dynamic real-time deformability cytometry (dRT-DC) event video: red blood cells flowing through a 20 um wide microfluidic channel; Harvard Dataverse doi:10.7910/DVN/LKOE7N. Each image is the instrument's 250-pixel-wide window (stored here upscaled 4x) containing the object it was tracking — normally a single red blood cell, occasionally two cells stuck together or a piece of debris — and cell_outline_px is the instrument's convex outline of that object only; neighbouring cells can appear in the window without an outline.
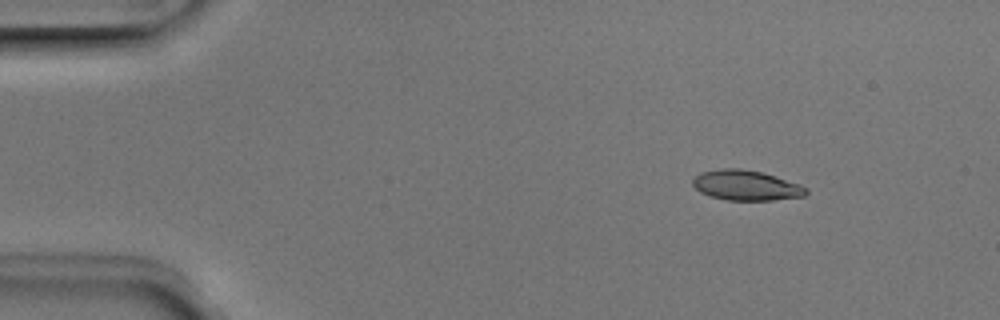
{"species": "Egyptian fruit bat (a non-hibernating species)", "species_latin": "Rousettus aegyptiacus", "temperature_condition": "room temperature", "stored_images_in_passage": 3, "camera_frame_rate_fps": 3000, "um_per_image_px": 0.085, "animal": {"sex": "male"}, "frame": {"image": 1, "passage_image": 1, "time_ms": 0.0, "image_size_px": [1000, 320], "cell_outline_px": [[808, 192], [804, 196], [772, 200], [728, 200], [712, 196], [700, 192], [692, 184], [692, 180], [700, 172], [720, 168], [740, 168], [760, 172], [800, 184], [808, 188]], "centroid_in_image_um": [63.41, 15.75], "position_along_channel_um": 21.6, "area_um2": 19.77}}